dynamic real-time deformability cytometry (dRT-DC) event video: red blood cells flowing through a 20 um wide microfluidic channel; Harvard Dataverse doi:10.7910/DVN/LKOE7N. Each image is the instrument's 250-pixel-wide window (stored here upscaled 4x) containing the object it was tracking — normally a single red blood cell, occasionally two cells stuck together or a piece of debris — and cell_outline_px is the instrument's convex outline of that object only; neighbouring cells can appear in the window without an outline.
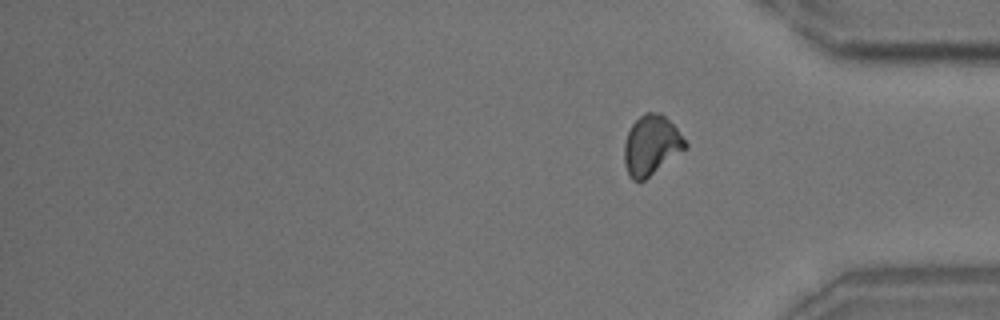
{"species": "common noctule bat (a hibernating species)", "species_latin": "Nyctalus noctula", "temperature_condition": "room temperature", "stored_images_in_passage": 16, "segment_of_instrument_passage": [2, 2], "camera_frame_rate_fps": 3000, "um_per_image_px": 0.085, "animal": {"sex": "male", "body_mass_g": 18.8}, "frame": {"image": 1, "passage_image": 16, "time_ms": 19.333, "image_size_px": [1000, 320], "cell_outline_px": [[688, 148], [644, 180], [632, 180], [624, 164], [624, 144], [628, 132], [632, 124], [644, 112], [660, 112], [676, 128], [688, 144]], "centroid_in_image_um": [55.36, 12.34], "position_along_channel_um": 379.8, "area_um2": 21.15}}